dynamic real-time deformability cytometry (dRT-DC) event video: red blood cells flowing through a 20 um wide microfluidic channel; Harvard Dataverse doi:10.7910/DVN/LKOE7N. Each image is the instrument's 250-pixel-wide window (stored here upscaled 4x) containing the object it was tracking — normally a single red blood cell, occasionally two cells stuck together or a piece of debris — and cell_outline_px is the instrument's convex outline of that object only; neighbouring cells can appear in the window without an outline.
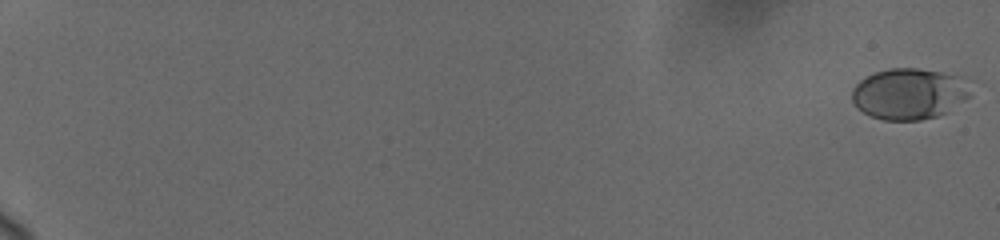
{"species": "human", "species_latin": "Homo sapiens", "temperature_condition": "cold", "stored_images_in_passage": 17, "camera_frame_rate_fps": 3000, "um_per_image_px": 0.085, "donor": {"sex": "female"}, "frame": {"image": 1, "passage_image": 1, "time_ms": 0.0, "image_size_px": [1000, 240], "cell_outline_px": [[960, 80], [944, 112], [936, 116], [920, 120], [884, 120], [872, 116], [856, 108], [852, 100], [852, 88], [864, 76], [888, 68], [916, 68], [940, 72], [960, 76]], "centroid_in_image_um": [76.89, 7.96], "position_along_channel_um": 8.1, "area_um2": 32.54}}
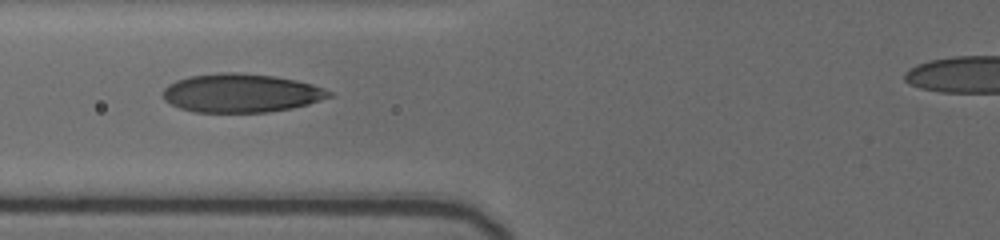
{"frame": {"image": 2, "passage_image": 14, "time_ms": 9.0, "image_size_px": [1000, 240], "cell_outline_px": [[332, 96], [308, 104], [292, 108], [268, 112], [196, 112], [180, 108], [164, 100], [164, 88], [168, 84], [176, 80], [188, 76], [220, 72], [240, 72], [276, 76], [296, 80], [312, 84], [324, 88], [332, 92]], "centroid_in_image_um": [20.5, 7.9], "position_along_channel_um": 105.3, "area_um2": 37.51}}
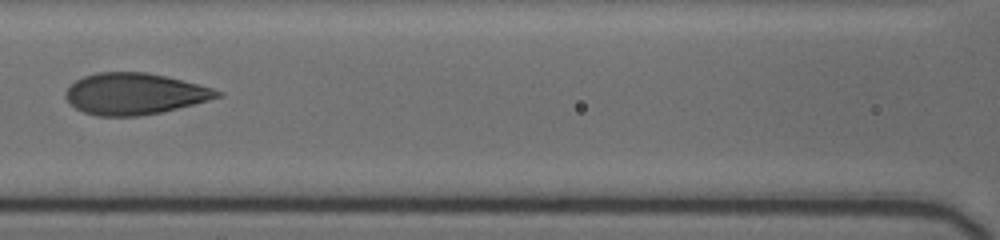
{"frame": {"image": 3, "passage_image": 16, "time_ms": 10.333, "image_size_px": [1000, 240], "cell_outline_px": [[224, 96], [160, 112], [140, 116], [96, 116], [84, 112], [76, 108], [64, 96], [64, 92], [76, 80], [84, 76], [96, 72], [144, 72], [164, 76], [212, 88], [224, 92]], "centroid_in_image_um": [11.42, 7.97], "position_along_channel_um": 155.2, "area_um2": 36.24}}